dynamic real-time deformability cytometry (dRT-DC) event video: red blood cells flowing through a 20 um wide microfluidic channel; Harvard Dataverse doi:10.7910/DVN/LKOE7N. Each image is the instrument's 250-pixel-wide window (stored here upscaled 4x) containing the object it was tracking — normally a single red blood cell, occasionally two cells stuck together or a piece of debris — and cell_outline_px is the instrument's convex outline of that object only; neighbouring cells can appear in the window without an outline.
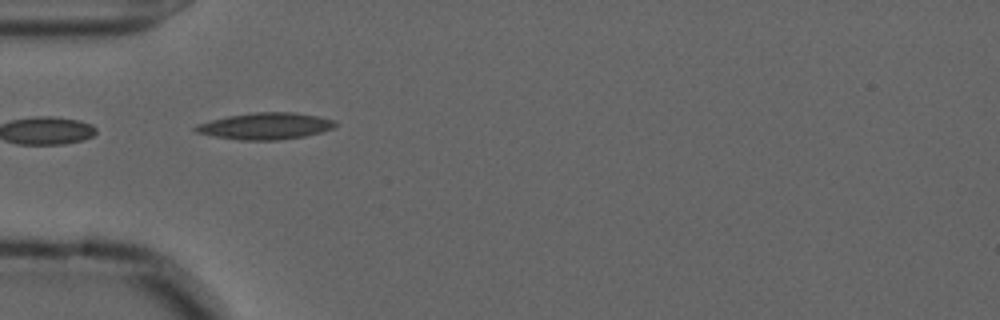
{"species": "common noctule bat (a hibernating species)", "species_latin": "Nyctalus noctula", "temperature_condition": "cold", "stored_images_in_passage": 39, "camera_frame_rate_fps": 3000, "um_per_image_px": 0.085, "animal": {"sex": "male", "forearm_length_mm": 52.5}, "frame": {"image": 1, "passage_image": 1, "time_ms": 0.0, "image_size_px": [1000, 320], "cell_outline_px": [[336, 124], [332, 128], [320, 132], [304, 136], [280, 140], [240, 140], [212, 136], [196, 132], [192, 128], [196, 124], [228, 116], [252, 112], [292, 112], [316, 116], [332, 120]], "centroid_in_image_um": [22.49, 10.72], "position_along_channel_um": 62.5, "area_um2": 21.5}, "authors_computed_cell_mechanics": {"area_um2": 18.4382, "velocity_mm_per_s": 3.6378, "shape_relaxation_time_tau1_ms": null, "shape_relaxation_time_tau2_ms": 3.8267, "deformation_change_tau1": null, "deformation_change_tau2": 0.1309}}